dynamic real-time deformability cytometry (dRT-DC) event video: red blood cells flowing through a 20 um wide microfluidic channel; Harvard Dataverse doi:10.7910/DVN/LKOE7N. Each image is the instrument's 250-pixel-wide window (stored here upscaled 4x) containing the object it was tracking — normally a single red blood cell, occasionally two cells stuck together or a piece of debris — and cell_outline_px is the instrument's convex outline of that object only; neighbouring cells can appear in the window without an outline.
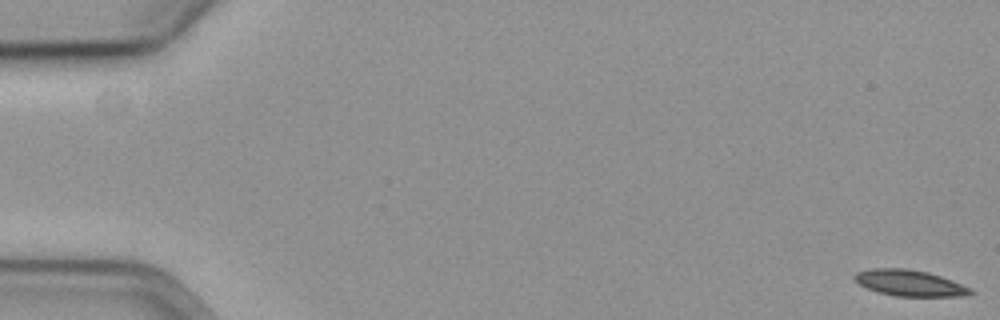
{"species": "common noctule bat (a hibernating species)", "species_latin": "Nyctalus noctula", "temperature_condition": "cold", "stored_images_in_passage": 59, "camera_frame_rate_fps": 3000, "um_per_image_px": 0.085, "animal": {"sex": "female", "body_mass_g": 19.3, "forearm_length_mm": 54.1}, "frame": {"image": 1, "passage_image": 1, "time_ms": 0.0, "image_size_px": [1000, 320], "cell_outline_px": [[976, 292], [968, 296], [896, 296], [880, 292], [868, 288], [860, 284], [852, 276], [856, 272], [868, 268], [904, 268], [928, 272], [952, 280], [972, 288]], "centroid_in_image_um": [77.36, 24.05], "position_along_channel_um": 7.6, "area_um2": 17.69}}
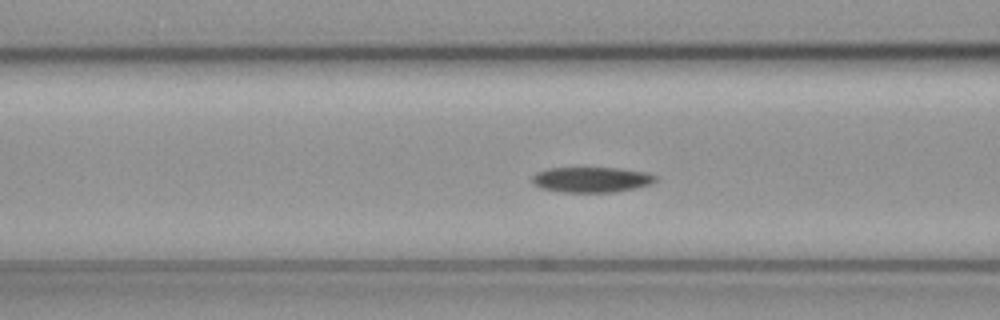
{"frame": {"image": 2, "passage_image": 24, "time_ms": 7.667, "image_size_px": [1000, 320], "cell_outline_px": [[656, 180], [652, 184], [636, 188], [616, 192], [564, 192], [540, 188], [532, 180], [532, 176], [536, 172], [548, 168], [616, 168], [644, 172], [656, 176]], "centroid_in_image_um": [50.27, 15.27], "position_along_channel_um": 116.3, "area_um2": 18.15}}
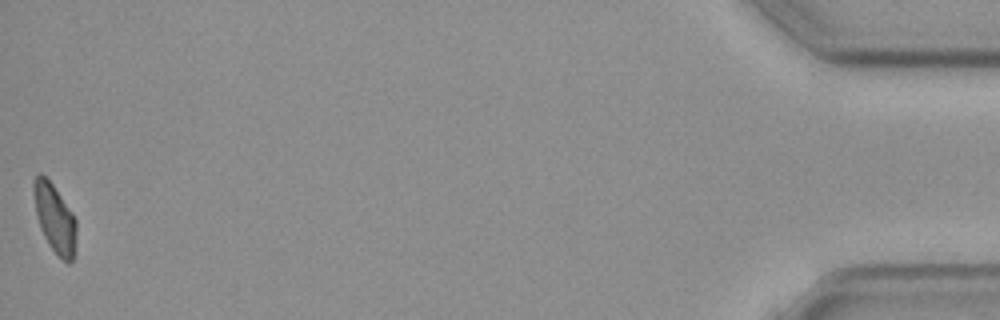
{"frame": {"image": 3, "passage_image": 59, "time_ms": 19.333, "image_size_px": [1000, 320], "cell_outline_px": [[76, 232], [72, 260], [68, 264], [48, 244], [40, 228], [36, 216], [32, 188], [32, 184], [36, 176], [40, 172], [52, 184], [72, 212], [76, 220]], "centroid_in_image_um": [4.62, 18.52], "position_along_channel_um": 430.6, "area_um2": 16.76}, "authors_computed_cell_mechanics": {"area_um2": 18.0914, "velocity_mm_per_s": 3.5687, "shape_relaxation_time_tau1_ms": 8.3523, "shape_relaxation_time_tau2_ms": null, "deformation_change_tau1": 0.1413, "deformation_change_tau2": null}}